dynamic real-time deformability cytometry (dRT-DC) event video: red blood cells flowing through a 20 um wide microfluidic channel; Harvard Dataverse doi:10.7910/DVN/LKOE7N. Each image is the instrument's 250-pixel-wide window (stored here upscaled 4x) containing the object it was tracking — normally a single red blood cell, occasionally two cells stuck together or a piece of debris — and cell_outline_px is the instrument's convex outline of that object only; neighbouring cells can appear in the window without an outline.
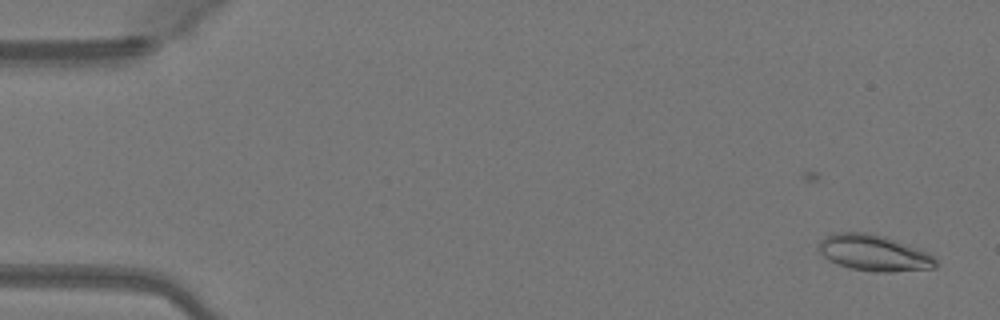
{"species": "Egyptian fruit bat (a non-hibernating species)", "species_latin": "Rousettus aegyptiacus", "temperature_condition": "warm", "stored_images_in_passage": 48, "camera_frame_rate_fps": 3000, "um_per_image_px": 0.085, "animal": {"sex": "female"}, "frame": {"image": 1, "passage_image": 1, "time_ms": 0.0, "image_size_px": [1000, 320], "cell_outline_px": [[936, 268], [896, 272], [876, 272], [848, 268], [828, 260], [820, 252], [820, 244], [824, 236], [840, 232], [864, 232], [884, 236], [916, 248], [932, 256], [936, 260]], "centroid_in_image_um": [74.27, 21.52], "position_along_channel_um": 10.7, "area_um2": 24.33}}
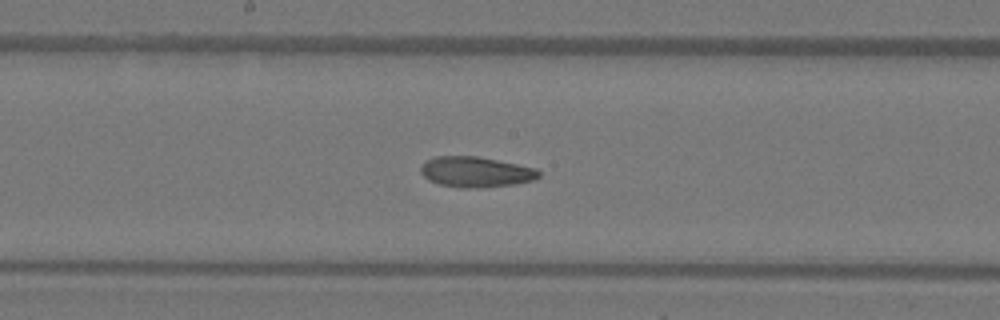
{"frame": {"image": 2, "passage_image": 25, "time_ms": 8.0, "image_size_px": [1000, 320], "cell_outline_px": [[540, 176], [536, 180], [512, 184], [480, 188], [460, 188], [440, 184], [428, 180], [420, 172], [420, 168], [424, 160], [432, 156], [476, 156], [536, 168], [540, 172]], "centroid_in_image_um": [40.4, 14.61], "position_along_channel_um": 207.8, "area_um2": 21.1}}
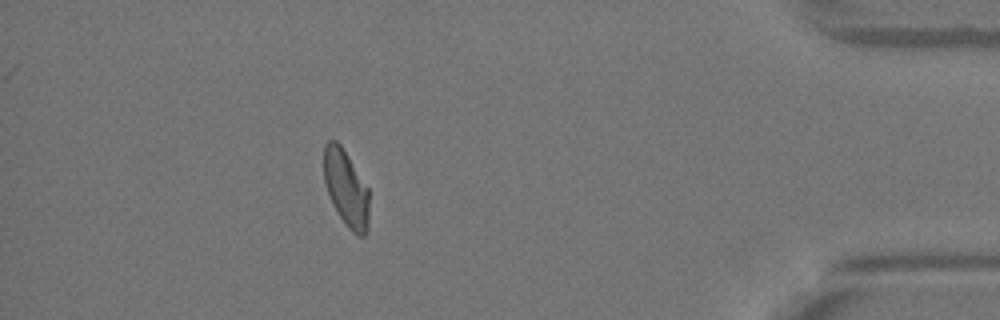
{"frame": {"image": 3, "passage_image": 43, "time_ms": 14.0, "image_size_px": [1000, 320], "cell_outline_px": [[368, 224], [364, 236], [360, 236], [352, 232], [348, 228], [332, 204], [324, 184], [324, 144], [328, 140], [336, 140], [340, 144], [368, 188]], "centroid_in_image_um": [29.39, 15.99], "position_along_channel_um": 405.8, "area_um2": 19.94}, "authors_computed_cell_mechanics": {"area_um2": 21.1259, "velocity_mm_per_s": 4.1154, "shape_relaxation_time_tau1_ms": null, "shape_relaxation_time_tau2_ms": 3.7198, "deformation_change_tau1": null, "deformation_change_tau2": 0.0984}}